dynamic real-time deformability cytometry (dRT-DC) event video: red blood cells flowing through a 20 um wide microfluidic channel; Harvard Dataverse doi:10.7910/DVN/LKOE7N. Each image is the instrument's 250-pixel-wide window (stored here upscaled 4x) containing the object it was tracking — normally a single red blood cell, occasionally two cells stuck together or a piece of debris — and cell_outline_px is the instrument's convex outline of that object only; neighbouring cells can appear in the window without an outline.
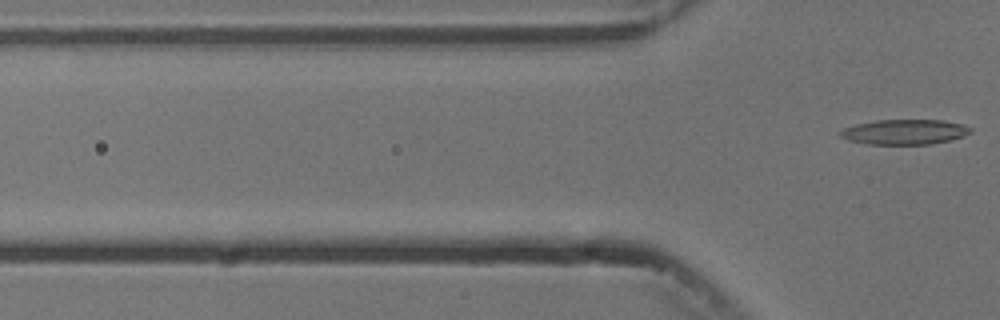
{"species": "common noctule bat (a hibernating species)", "species_latin": "Nyctalus noctula", "temperature_condition": "cold", "stored_images_in_passage": 5, "camera_frame_rate_fps": 3000, "um_per_image_px": 0.085, "animal": {"sex": "male", "body_mass_g": 13.3}, "frame": {"image": 1, "passage_image": 5, "time_ms": 5.667, "image_size_px": [1000, 320], "cell_outline_px": [[972, 132], [964, 136], [952, 140], [932, 144], [868, 144], [848, 140], [840, 136], [840, 132], [844, 128], [856, 124], [876, 120], [944, 120], [960, 124], [972, 128]], "centroid_in_image_um": [76.92, 11.22], "position_along_channel_um": 48.9, "area_um2": 19.02}}